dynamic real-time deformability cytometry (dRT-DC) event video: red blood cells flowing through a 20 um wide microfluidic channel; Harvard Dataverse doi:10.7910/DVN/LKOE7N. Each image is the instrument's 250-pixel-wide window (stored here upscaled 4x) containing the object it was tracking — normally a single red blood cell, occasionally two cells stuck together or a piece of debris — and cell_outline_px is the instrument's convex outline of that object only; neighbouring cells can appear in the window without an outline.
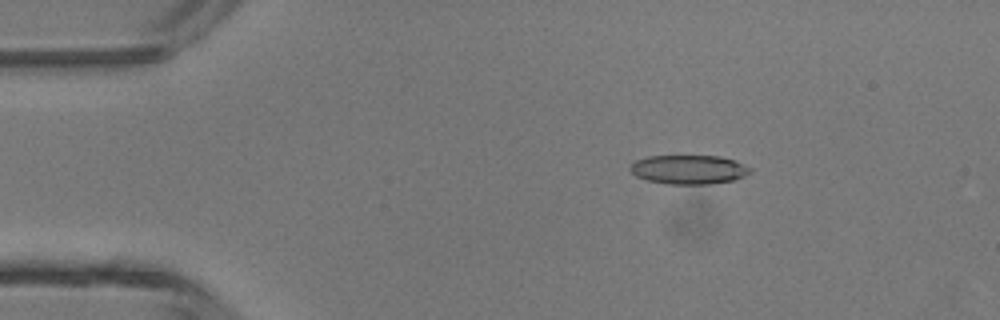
{"species": "common noctule bat (a hibernating species)", "species_latin": "Nyctalus noctula", "temperature_condition": "room temperature", "stored_images_in_passage": 48, "segment_of_instrument_passage": [1, 2], "camera_frame_rate_fps": 3000, "um_per_image_px": 0.085, "animal": {"sex": "male", "body_mass_g": 13.3}, "frame": {"image": 1, "passage_image": 8, "time_ms": 2.333, "image_size_px": [1000, 320], "cell_outline_px": [[752, 172], [744, 176], [732, 180], [712, 184], [668, 184], [648, 180], [636, 176], [628, 168], [636, 160], [648, 156], [720, 156], [732, 160], [752, 168]], "centroid_in_image_um": [58.54, 14.41], "position_along_channel_um": 26.5, "area_um2": 20.23}}
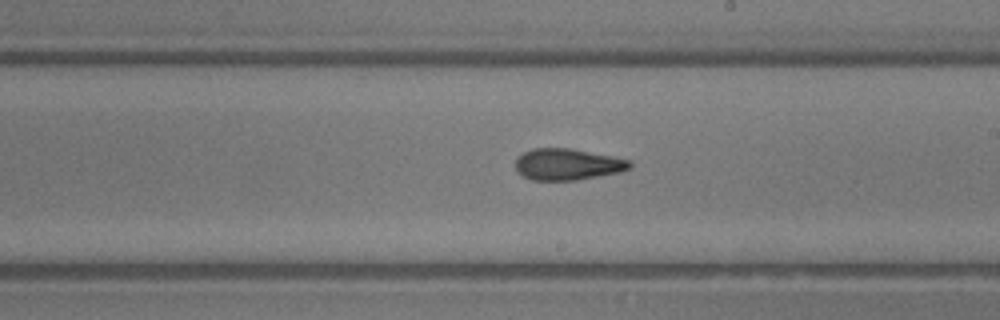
{"frame": {"image": 2, "passage_image": 27, "time_ms": 8.667, "image_size_px": [1000, 320], "cell_outline_px": [[632, 168], [620, 172], [576, 180], [532, 180], [516, 172], [516, 156], [532, 148], [568, 148], [612, 156], [632, 160]], "centroid_in_image_um": [48.24, 13.97], "position_along_channel_um": 240.8, "area_um2": 21.04}}
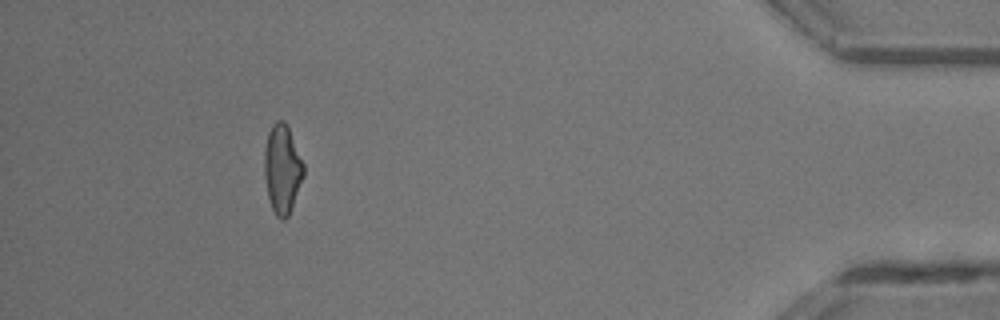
{"frame": {"image": 3, "passage_image": 43, "time_ms": 14.0, "image_size_px": [1000, 320], "cell_outline_px": [[304, 176], [288, 216], [284, 220], [280, 220], [276, 216], [272, 208], [268, 196], [264, 176], [264, 148], [268, 132], [272, 124], [276, 120], [284, 120], [288, 128], [304, 164]], "centroid_in_image_um": [23.98, 14.36], "position_along_channel_um": 411.2, "area_um2": 20.29}}